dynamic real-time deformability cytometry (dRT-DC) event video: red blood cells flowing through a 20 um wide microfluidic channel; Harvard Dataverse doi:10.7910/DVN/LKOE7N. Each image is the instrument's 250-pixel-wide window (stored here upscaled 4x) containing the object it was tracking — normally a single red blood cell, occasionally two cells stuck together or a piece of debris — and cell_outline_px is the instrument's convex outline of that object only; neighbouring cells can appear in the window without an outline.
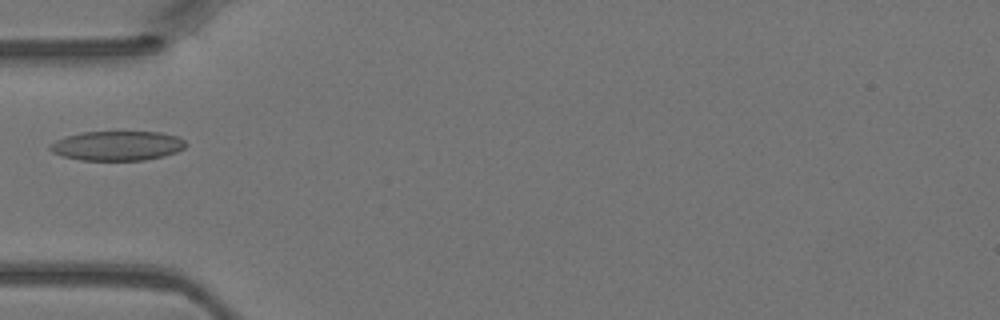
{"species": "Egyptian fruit bat (a non-hibernating species)", "species_latin": "Rousettus aegyptiacus", "temperature_condition": "warm", "stored_images_in_passage": 1, "camera_frame_rate_fps": 3000, "um_per_image_px": 0.085, "animal": {"sex": "female"}, "frame": {"image": 1, "passage_image": 1, "time_ms": 0.0, "image_size_px": [1000, 320], "cell_outline_px": [[188, 144], [184, 148], [176, 152], [164, 156], [144, 160], [80, 160], [64, 156], [52, 152], [48, 148], [56, 140], [80, 132], [160, 132], [176, 136], [184, 140]], "centroid_in_image_um": [9.99, 12.39], "position_along_channel_um": 75.0, "area_um2": 23.24}}